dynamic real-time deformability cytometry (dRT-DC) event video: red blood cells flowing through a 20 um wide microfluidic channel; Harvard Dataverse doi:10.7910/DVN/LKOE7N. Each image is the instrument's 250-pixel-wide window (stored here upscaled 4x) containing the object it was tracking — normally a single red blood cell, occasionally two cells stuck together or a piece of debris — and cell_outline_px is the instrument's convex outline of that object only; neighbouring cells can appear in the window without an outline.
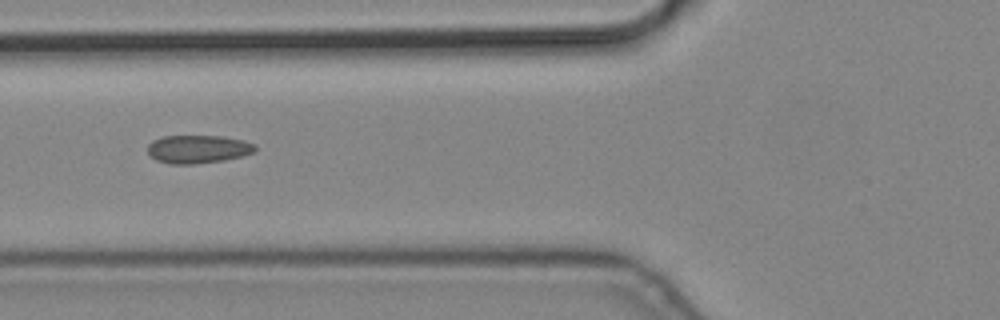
{"species": "common noctule bat (a hibernating species)", "species_latin": "Nyctalus noctula", "temperature_condition": "cold", "stored_images_in_passage": 8, "camera_frame_rate_fps": 3000, "um_per_image_px": 0.085, "animal": {"sex": "male", "body_mass_g": 19.2, "forearm_length_mm": 51.8}, "frame": {"image": 1, "passage_image": 6, "time_ms": 1.667, "image_size_px": [1000, 320], "cell_outline_px": [[256, 152], [224, 160], [192, 164], [172, 164], [156, 160], [148, 152], [148, 144], [152, 140], [164, 136], [220, 136], [244, 140], [256, 144]], "centroid_in_image_um": [16.84, 12.67], "position_along_channel_um": 109.0, "area_um2": 17.63}}
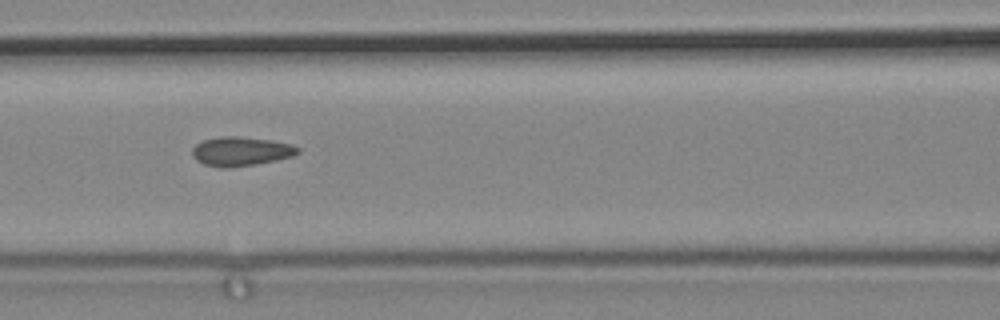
{"frame": {"image": 2, "passage_image": 7, "time_ms": 2.0, "image_size_px": [1000, 320], "cell_outline_px": [[300, 152], [292, 156], [276, 160], [256, 164], [228, 168], [224, 168], [204, 164], [196, 160], [192, 156], [192, 148], [196, 144], [204, 140], [220, 136], [240, 136], [272, 140], [292, 144], [300, 148]], "centroid_in_image_um": [20.48, 12.86], "position_along_channel_um": 146.1, "area_um2": 18.03}}
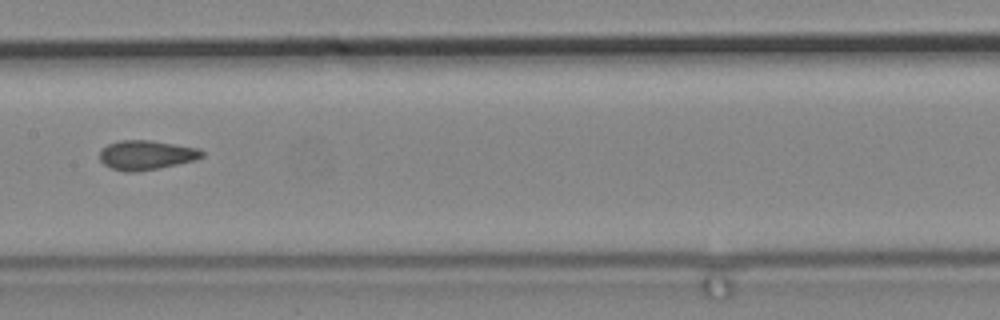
{"frame": {"image": 3, "passage_image": 8, "time_ms": 2.333, "image_size_px": [1000, 320], "cell_outline_px": [[204, 156], [196, 160], [136, 172], [124, 172], [112, 168], [104, 164], [100, 160], [100, 152], [108, 144], [120, 140], [152, 140], [200, 148], [204, 152]], "centroid_in_image_um": [12.46, 13.17], "position_along_channel_um": 194.9, "area_um2": 17.51}}